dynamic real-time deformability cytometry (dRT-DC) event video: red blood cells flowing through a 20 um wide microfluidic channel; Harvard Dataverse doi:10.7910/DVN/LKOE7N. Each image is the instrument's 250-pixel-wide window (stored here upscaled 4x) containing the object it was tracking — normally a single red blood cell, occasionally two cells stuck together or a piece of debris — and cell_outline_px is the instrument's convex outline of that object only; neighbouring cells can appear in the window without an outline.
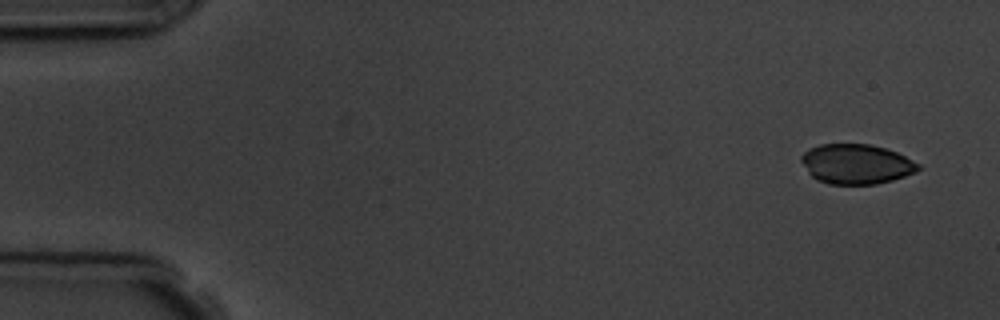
{"species": "common noctule bat (a hibernating species)", "species_latin": "Nyctalus noctula", "temperature_condition": "room temperature", "stored_images_in_passage": 4, "camera_frame_rate_fps": 3000, "um_per_image_px": 0.085, "animal": {"sex": "male", "body_mass_g": 19.5, "forearm_length_mm": 54.6}, "frame": {"image": 1, "passage_image": 1, "time_ms": 0.0, "image_size_px": [1000, 320], "cell_outline_px": [[920, 168], [916, 172], [892, 180], [876, 184], [828, 184], [816, 180], [808, 172], [800, 160], [800, 156], [808, 148], [820, 144], [868, 144], [884, 148], [896, 152], [920, 164]], "centroid_in_image_um": [72.75, 13.94], "position_along_channel_um": 12.2, "area_um2": 27.17}}
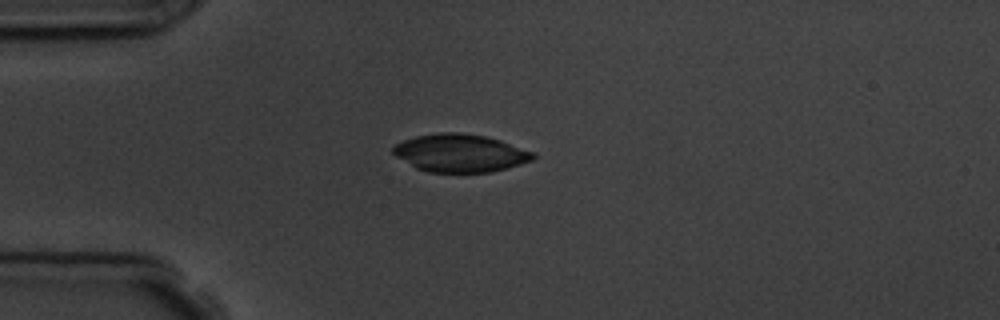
{"frame": {"image": 2, "passage_image": 4, "time_ms": 3.667, "image_size_px": [1000, 320], "cell_outline_px": [[536, 156], [532, 160], [520, 164], [492, 172], [428, 172], [416, 168], [396, 156], [392, 152], [392, 148], [396, 144], [404, 140], [416, 136], [436, 132], [460, 132], [484, 136], [500, 140], [536, 152]], "centroid_in_image_um": [39.13, 13.0], "position_along_channel_um": 45.9, "area_um2": 30.92}}